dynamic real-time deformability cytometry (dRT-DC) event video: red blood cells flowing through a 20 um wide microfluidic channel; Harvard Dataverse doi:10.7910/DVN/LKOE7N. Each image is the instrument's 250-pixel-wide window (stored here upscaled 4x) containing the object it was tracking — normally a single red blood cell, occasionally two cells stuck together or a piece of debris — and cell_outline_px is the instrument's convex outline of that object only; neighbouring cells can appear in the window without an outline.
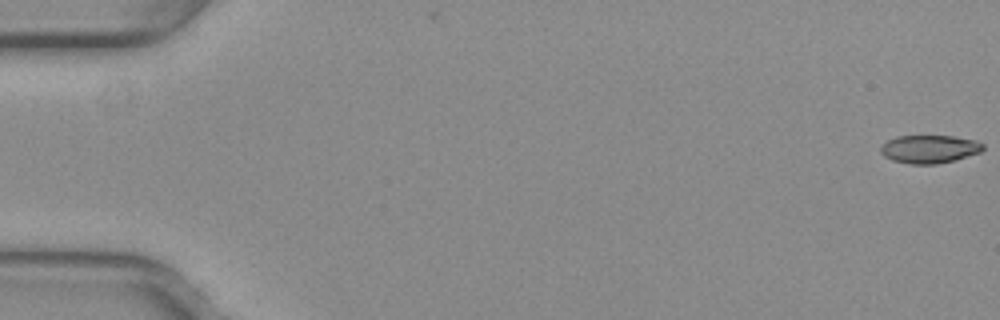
{"species": "common noctule bat (a hibernating species)", "species_latin": "Nyctalus noctula", "temperature_condition": "warm", "stored_images_in_passage": 52, "camera_frame_rate_fps": 3000, "um_per_image_px": 0.085, "animal": {"sex": "female", "body_mass_g": 29.2, "forearm_length_mm": 56.3}, "frame": {"image": 1, "passage_image": 1, "time_ms": 0.0, "image_size_px": [1000, 320], "cell_outline_px": [[984, 148], [980, 152], [952, 160], [936, 164], [908, 164], [892, 160], [884, 156], [880, 152], [880, 148], [888, 140], [896, 136], [952, 136], [976, 140], [984, 144]], "centroid_in_image_um": [78.98, 12.67], "position_along_channel_um": 6.0, "area_um2": 16.65}}
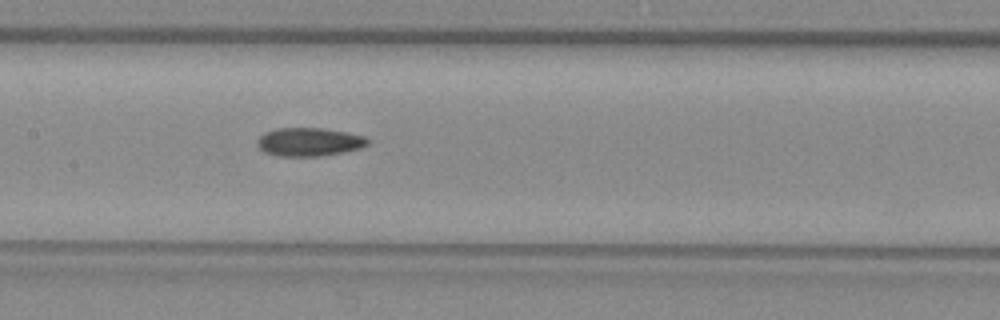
{"frame": {"image": 2, "passage_image": 27, "time_ms": 8.667, "image_size_px": [1000, 320], "cell_outline_px": [[372, 140], [368, 144], [360, 148], [344, 152], [320, 156], [276, 156], [264, 152], [256, 144], [256, 140], [264, 132], [276, 128], [324, 128], [348, 132], [364, 136]], "centroid_in_image_um": [26.28, 12.06], "position_along_channel_um": 181.1, "area_um2": 18.55}}
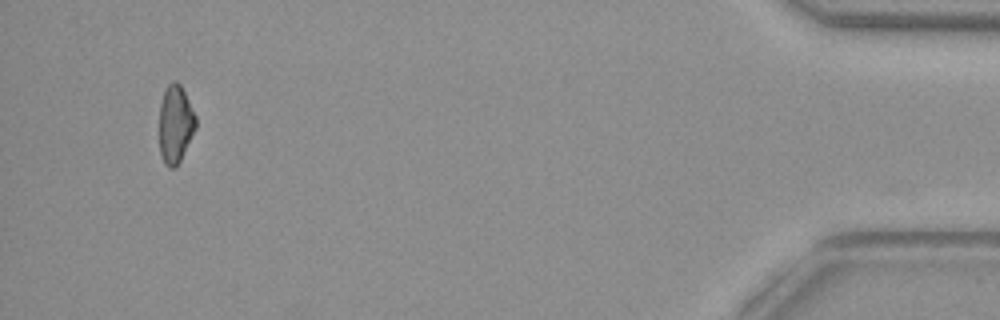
{"frame": {"image": 3, "passage_image": 51, "time_ms": 16.667, "image_size_px": [1000, 320], "cell_outline_px": [[196, 128], [180, 160], [172, 168], [168, 168], [164, 164], [160, 152], [160, 104], [164, 92], [168, 84], [176, 80], [180, 84], [196, 116]], "centroid_in_image_um": [14.91, 10.55], "position_along_channel_um": 420.3, "area_um2": 16.3}, "authors_computed_cell_mechanics": {"area_um2": 17.6868, "velocity_mm_per_s": 3.9838, "shape_relaxation_time_tau1_ms": null, "shape_relaxation_time_tau2_ms": 7.2831, "deformation_change_tau1": null, "deformation_change_tau2": 0.1605}}